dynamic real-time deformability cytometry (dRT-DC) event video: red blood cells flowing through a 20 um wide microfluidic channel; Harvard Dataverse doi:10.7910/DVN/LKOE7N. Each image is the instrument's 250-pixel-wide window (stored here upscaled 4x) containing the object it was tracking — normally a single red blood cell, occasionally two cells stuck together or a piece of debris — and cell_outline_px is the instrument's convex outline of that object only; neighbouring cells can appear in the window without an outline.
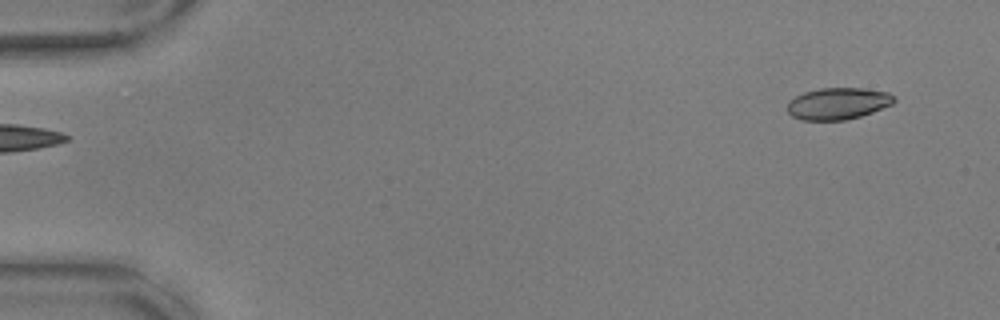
{"species": "common noctule bat (a hibernating species)", "species_latin": "Nyctalus noctula", "temperature_condition": "warm", "stored_images_in_passage": 53, "camera_frame_rate_fps": 3000, "um_per_image_px": 0.085, "animal": {"sex": "male", "body_mass_g": 17.9, "forearm_length_mm": 54.2}, "frame": {"image": 1, "passage_image": 1, "time_ms": 0.0, "image_size_px": [1000, 320], "cell_outline_px": [[896, 100], [892, 104], [872, 112], [860, 116], [844, 120], [800, 120], [792, 116], [788, 112], [788, 100], [804, 92], [820, 88], [864, 88], [888, 92], [896, 96]], "centroid_in_image_um": [71.23, 8.79], "position_along_channel_um": 13.8, "area_um2": 19.83}}
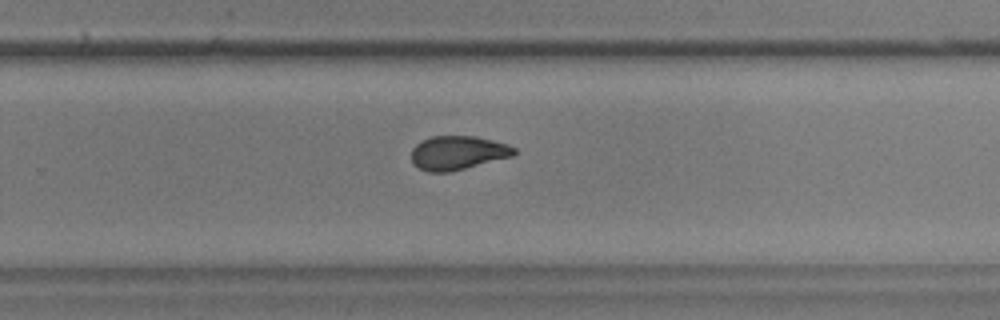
{"frame": {"image": 2, "passage_image": 34, "time_ms": 11.0, "image_size_px": [1000, 320], "cell_outline_px": [[516, 152], [512, 156], [448, 172], [428, 172], [420, 168], [412, 160], [412, 148], [420, 140], [432, 136], [476, 136], [508, 144], [516, 148]], "centroid_in_image_um": [38.9, 12.97], "position_along_channel_um": 290.9, "area_um2": 20.11}}
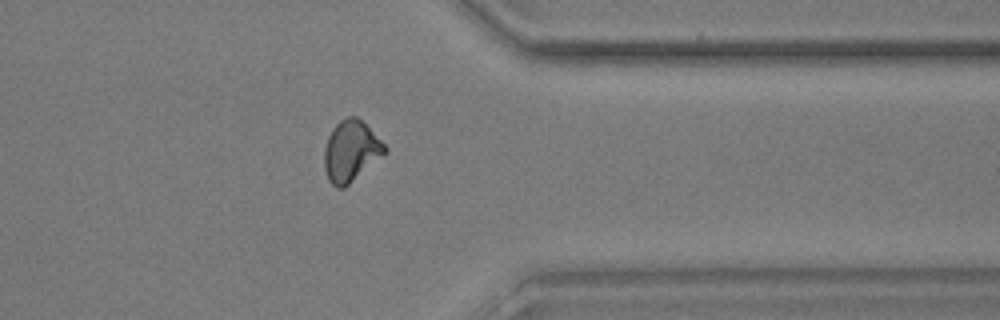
{"frame": {"image": 3, "passage_image": 42, "time_ms": 13.667, "image_size_px": [1000, 320], "cell_outline_px": [[388, 152], [344, 188], [336, 188], [328, 180], [324, 168], [324, 148], [328, 136], [332, 128], [340, 120], [348, 116], [356, 116], [388, 148]], "centroid_in_image_um": [29.81, 12.86], "position_along_channel_um": 381.6, "area_um2": 21.44}, "authors_computed_cell_mechanics": {"area_um2": 20.6346, "velocity_mm_per_s": 3.6466, "shape_relaxation_time_tau1_ms": null, "shape_relaxation_time_tau2_ms": 1.7016, "deformation_change_tau1": null, "deformation_change_tau2": 0.0733}}